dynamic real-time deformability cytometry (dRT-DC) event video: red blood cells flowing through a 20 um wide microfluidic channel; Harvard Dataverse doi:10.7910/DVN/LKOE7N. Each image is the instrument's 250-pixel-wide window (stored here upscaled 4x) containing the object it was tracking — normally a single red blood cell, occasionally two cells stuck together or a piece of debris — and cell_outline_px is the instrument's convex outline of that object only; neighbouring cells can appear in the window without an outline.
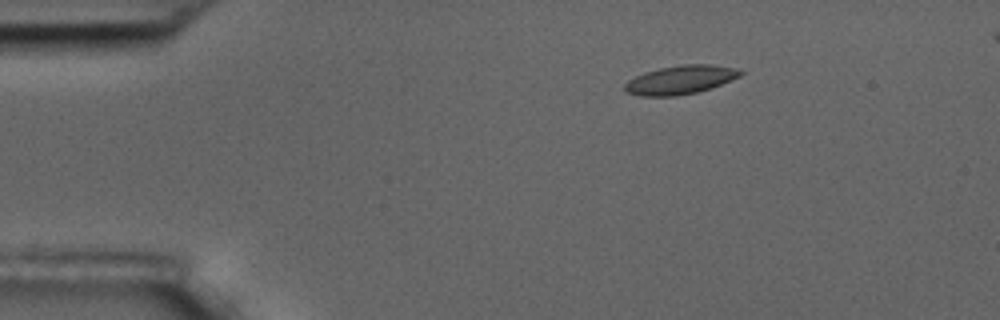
{"species": "common noctule bat (a hibernating species)", "species_latin": "Nyctalus noctula", "temperature_condition": "room temperature", "stored_images_in_passage": 4, "camera_frame_rate_fps": 3000, "um_per_image_px": 0.085, "animal": {"sex": "male", "body_mass_g": 17.5, "forearm_length_mm": 52.3}, "frame": {"image": 1, "passage_image": 1, "time_ms": 0.0, "image_size_px": [1000, 320], "cell_outline_px": [[744, 72], [740, 76], [712, 88], [696, 92], [676, 96], [640, 96], [624, 92], [624, 84], [628, 80], [644, 72], [660, 68], [684, 64], [712, 64], [736, 68]], "centroid_in_image_um": [57.82, 6.79], "position_along_channel_um": 27.2, "area_um2": 19.42}}